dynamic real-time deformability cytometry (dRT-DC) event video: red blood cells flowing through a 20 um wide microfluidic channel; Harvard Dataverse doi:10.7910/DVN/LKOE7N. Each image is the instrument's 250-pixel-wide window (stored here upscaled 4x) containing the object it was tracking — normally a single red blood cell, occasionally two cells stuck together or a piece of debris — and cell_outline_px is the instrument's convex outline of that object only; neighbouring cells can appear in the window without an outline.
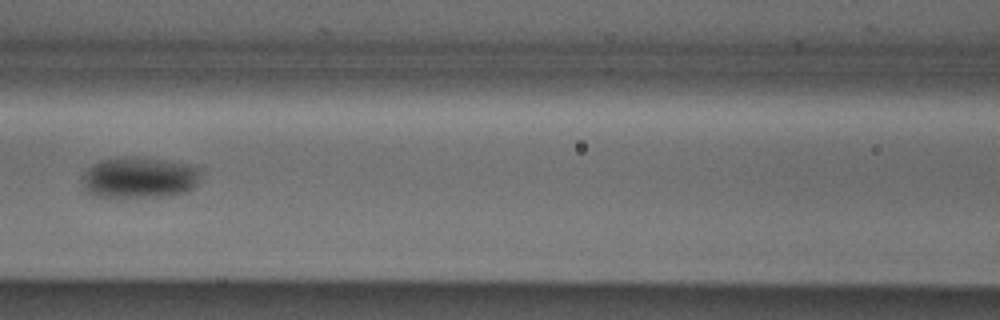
{"species": "Egyptian fruit bat (a non-hibernating species)", "species_latin": "Rousettus aegyptiacus", "temperature_condition": "cold", "stored_images_in_passage": 7, "camera_frame_rate_fps": 3000, "um_per_image_px": 0.085, "animal": {"sex": "male"}, "frame": {"image": 1, "passage_image": 6, "time_ms": 1.667, "image_size_px": [1000, 320], "cell_outline_px": [[200, 176], [196, 184], [188, 192], [168, 196], [96, 196], [88, 192], [84, 188], [84, 172], [92, 164], [100, 160], [124, 156], [136, 156], [168, 160], [192, 164], [200, 168]], "centroid_in_image_um": [11.89, 15.06], "position_along_channel_um": 154.7, "area_um2": 28.55}}
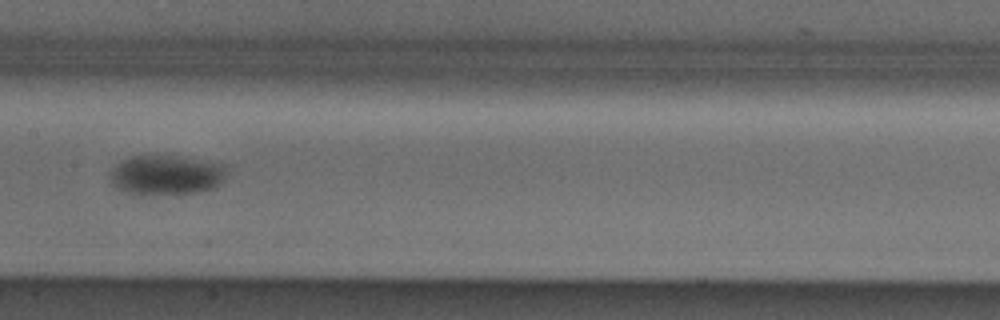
{"frame": {"image": 2, "passage_image": 7, "time_ms": 2.0, "image_size_px": [1000, 320], "cell_outline_px": [[228, 164], [224, 180], [216, 188], [200, 192], [128, 192], [116, 188], [112, 184], [112, 168], [120, 160], [132, 156], [172, 156]], "centroid_in_image_um": [14.2, 14.84], "position_along_channel_um": 193.2, "area_um2": 26.3}}